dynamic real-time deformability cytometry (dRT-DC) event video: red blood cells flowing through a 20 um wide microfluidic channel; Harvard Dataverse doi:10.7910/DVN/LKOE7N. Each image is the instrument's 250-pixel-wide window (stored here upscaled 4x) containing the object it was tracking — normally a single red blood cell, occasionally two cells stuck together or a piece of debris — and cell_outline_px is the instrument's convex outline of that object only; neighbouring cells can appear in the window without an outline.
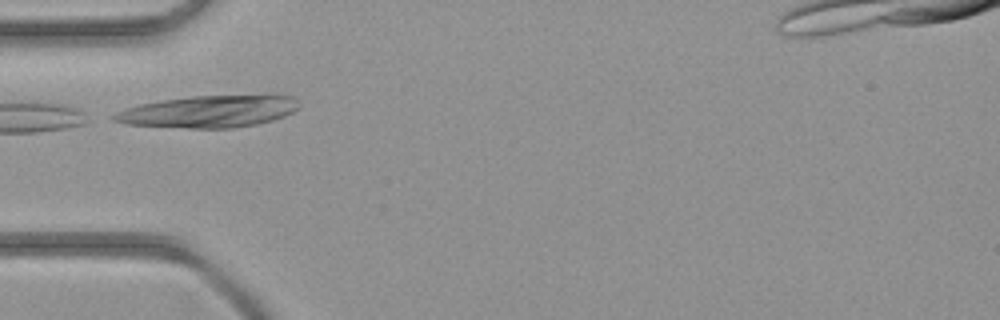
{"species": "common noctule bat (a hibernating species)", "species_latin": "Nyctalus noctula", "temperature_condition": "room temperature", "stored_images_in_passage": 5, "camera_frame_rate_fps": 3000, "um_per_image_px": 0.085, "animal": {"sex": "female", "body_mass_g": 21.9}, "frame": {"image": 1, "passage_image": 2, "time_ms": 5.333, "image_size_px": [1000, 320], "cell_outline_px": [[300, 108], [284, 116], [272, 120], [256, 124], [232, 128], [188, 128], [128, 124], [112, 120], [108, 116], [116, 112], [140, 104], [160, 100], [192, 96], [268, 92], [276, 92], [296, 96], [300, 104]], "centroid_in_image_um": [17.91, 9.42], "position_along_channel_um": 67.1, "area_um2": 35.84}}